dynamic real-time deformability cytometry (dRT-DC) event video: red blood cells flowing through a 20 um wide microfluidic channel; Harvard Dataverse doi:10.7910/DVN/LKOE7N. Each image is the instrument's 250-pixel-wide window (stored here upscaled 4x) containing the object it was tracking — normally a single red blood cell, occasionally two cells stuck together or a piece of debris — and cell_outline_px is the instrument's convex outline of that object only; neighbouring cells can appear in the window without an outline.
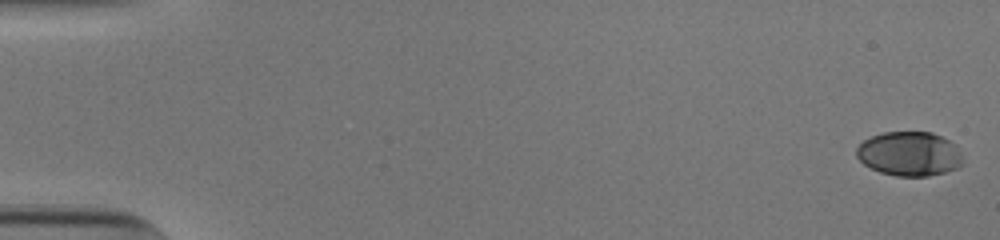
{"species": "human", "species_latin": "Homo sapiens", "temperature_condition": "cold", "stored_images_in_passage": 54, "camera_frame_rate_fps": 3000, "um_per_image_px": 0.085, "donor": {"sex": "male"}, "frame": {"image": 1, "passage_image": 1, "time_ms": 0.0, "image_size_px": [1000, 240], "cell_outline_px": [[964, 164], [956, 168], [944, 172], [928, 176], [896, 176], [880, 172], [864, 164], [856, 156], [856, 148], [864, 140], [872, 136], [884, 132], [932, 132], [956, 144], [964, 160]], "centroid_in_image_um": [77.32, 13.07], "position_along_channel_um": 7.7, "area_um2": 27.51}}
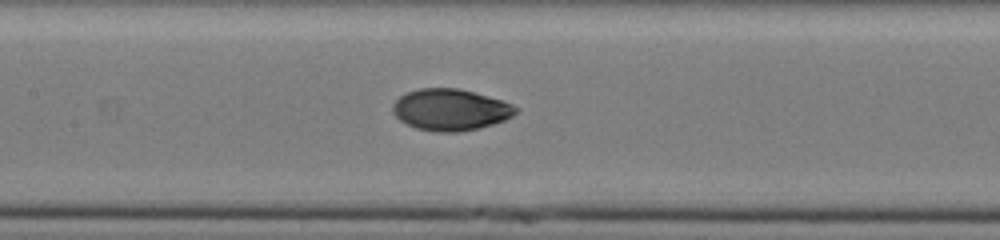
{"frame": {"image": 2, "passage_image": 27, "time_ms": 8.667, "image_size_px": [1000, 240], "cell_outline_px": [[520, 108], [512, 116], [504, 120], [480, 128], [460, 132], [436, 132], [416, 128], [400, 120], [392, 112], [392, 104], [400, 96], [408, 92], [420, 88], [460, 88], [488, 96], [512, 104]], "centroid_in_image_um": [38.29, 9.33], "position_along_channel_um": 169.1, "area_um2": 29.77}}
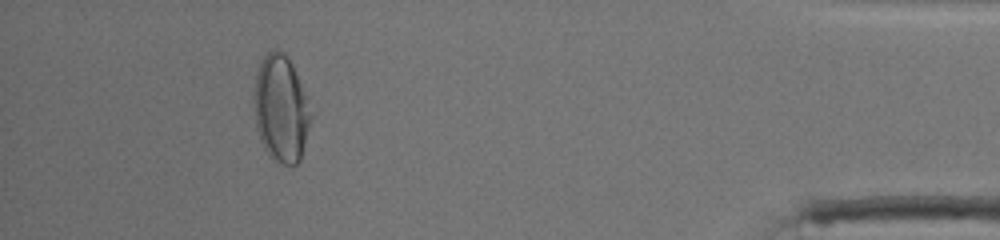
{"frame": {"image": 3, "passage_image": 50, "time_ms": 16.333, "image_size_px": [1000, 240], "cell_outline_px": [[316, 112], [300, 160], [292, 168], [276, 164], [268, 156], [260, 140], [256, 128], [252, 96], [256, 72], [260, 60], [272, 48], [276, 48], [284, 52], [288, 56]], "centroid_in_image_um": [23.92, 9.27], "position_along_channel_um": 411.3, "area_um2": 37.45}, "authors_computed_cell_mechanics": {"area_um2": 29.4202, "velocity_mm_per_s": 3.8461, "shape_relaxation_time_tau1_ms": 4.9711, "shape_relaxation_time_tau2_ms": 1.3219, "deformation_change_tau1": 0.1722, "deformation_change_tau2": 0.036}}